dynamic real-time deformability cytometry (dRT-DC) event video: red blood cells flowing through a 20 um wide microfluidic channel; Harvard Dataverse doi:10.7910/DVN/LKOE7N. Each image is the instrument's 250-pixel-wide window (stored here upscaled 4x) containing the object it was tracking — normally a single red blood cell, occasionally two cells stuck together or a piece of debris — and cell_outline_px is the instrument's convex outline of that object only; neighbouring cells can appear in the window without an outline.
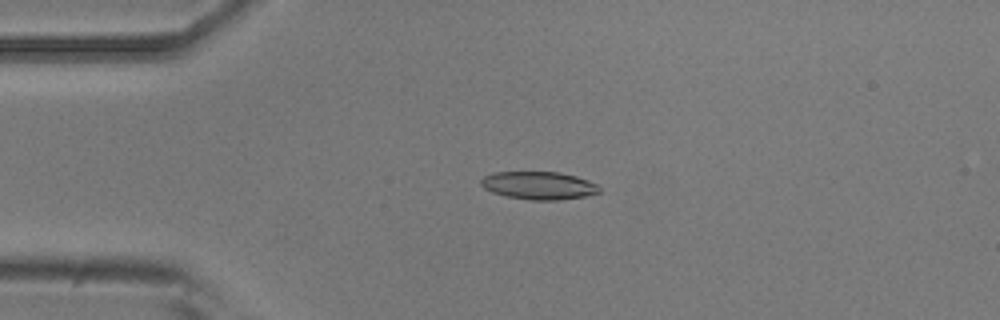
{"species": "common noctule bat (a hibernating species)", "species_latin": "Nyctalus noctula", "temperature_condition": "room temperature", "stored_images_in_passage": 3, "camera_frame_rate_fps": 3000, "um_per_image_px": 0.085, "animal": {"sex": "male", "body_mass_g": 20.5, "forearm_length_mm": 52.5}, "frame": {"image": 1, "passage_image": 2, "time_ms": 1.333, "image_size_px": [1000, 320], "cell_outline_px": [[600, 192], [584, 196], [556, 200], [532, 200], [508, 196], [492, 192], [484, 188], [480, 184], [480, 180], [484, 176], [492, 172], [560, 172], [576, 176], [588, 180], [596, 184], [600, 188]], "centroid_in_image_um": [45.78, 15.75], "position_along_channel_um": 39.2, "area_um2": 19.13}}